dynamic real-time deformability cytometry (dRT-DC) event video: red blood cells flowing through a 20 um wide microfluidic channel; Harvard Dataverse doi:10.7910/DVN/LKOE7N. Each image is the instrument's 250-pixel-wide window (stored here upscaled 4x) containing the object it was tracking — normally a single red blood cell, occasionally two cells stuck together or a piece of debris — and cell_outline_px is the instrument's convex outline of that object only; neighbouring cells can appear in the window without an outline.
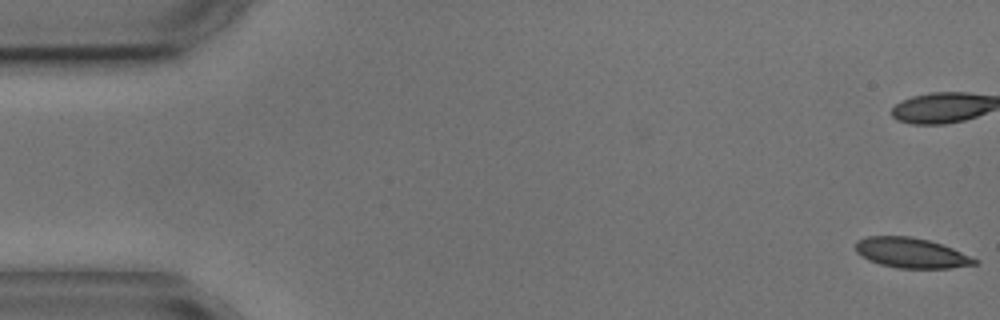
{"species": "common noctule bat (a hibernating species)", "species_latin": "Nyctalus noctula", "temperature_condition": "cold", "stored_images_in_passage": 8, "camera_frame_rate_fps": 3000, "um_per_image_px": 0.085, "animal": {"sex": "male", "body_mass_g": 17.9, "forearm_length_mm": 54.2}, "frame": {"image": 1, "passage_image": 1, "time_ms": 0.0, "image_size_px": [1000, 320], "cell_outline_px": [[980, 264], [952, 268], [900, 268], [880, 264], [868, 260], [856, 252], [856, 240], [868, 236], [908, 236], [928, 240], [952, 248], [980, 260]], "centroid_in_image_um": [77.48, 21.5], "position_along_channel_um": 7.5, "area_um2": 20.92}}